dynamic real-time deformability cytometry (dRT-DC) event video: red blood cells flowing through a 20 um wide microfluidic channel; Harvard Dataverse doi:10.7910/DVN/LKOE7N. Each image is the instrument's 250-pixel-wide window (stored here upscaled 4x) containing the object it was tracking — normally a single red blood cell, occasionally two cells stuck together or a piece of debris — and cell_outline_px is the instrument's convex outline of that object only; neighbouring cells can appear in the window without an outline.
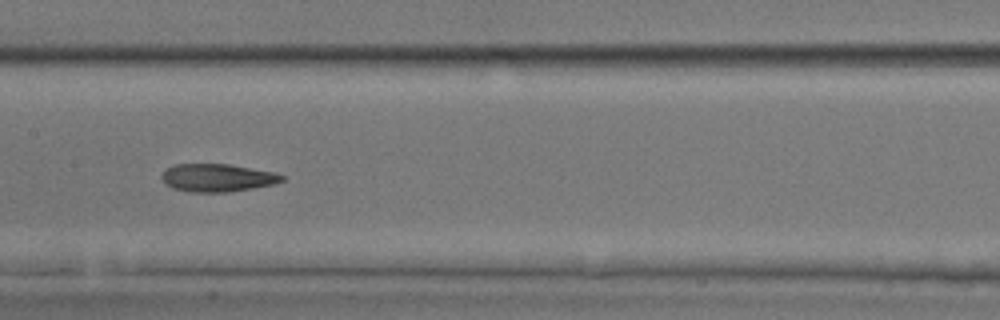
{"species": "common noctule bat (a hibernating species)", "species_latin": "Nyctalus noctula", "temperature_condition": "room temperature", "stored_images_in_passage": 35, "camera_frame_rate_fps": 3000, "um_per_image_px": 0.085, "animal": {"sex": "male", "body_mass_g": 17.9, "forearm_length_mm": 54.2}, "frame": {"image": 1, "passage_image": 16, "time_ms": 5.0, "image_size_px": [1000, 320], "cell_outline_px": [[284, 180], [276, 184], [228, 192], [188, 192], [172, 188], [164, 184], [160, 176], [168, 168], [176, 164], [228, 164], [272, 172], [284, 176]], "centroid_in_image_um": [18.45, 15.12], "position_along_channel_um": 189.0, "area_um2": 19.48}}